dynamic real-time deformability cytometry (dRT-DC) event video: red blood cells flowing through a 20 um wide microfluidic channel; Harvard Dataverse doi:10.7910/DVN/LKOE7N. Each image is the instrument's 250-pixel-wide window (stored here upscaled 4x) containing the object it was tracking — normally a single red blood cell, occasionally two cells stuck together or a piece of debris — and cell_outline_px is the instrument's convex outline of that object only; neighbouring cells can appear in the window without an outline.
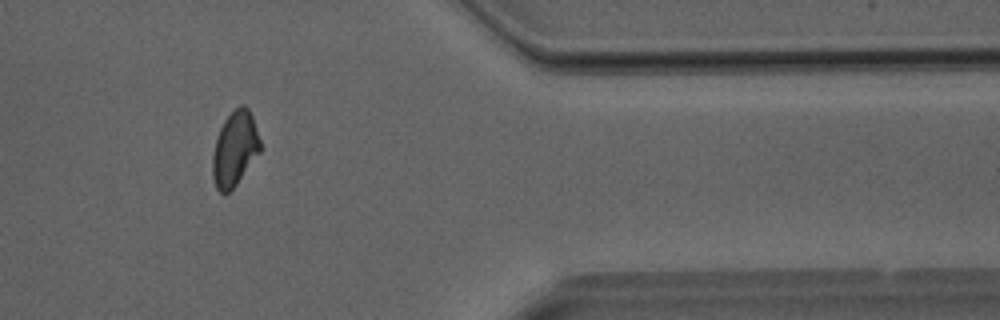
{"species": "Egyptian fruit bat (a non-hibernating species)", "species_latin": "Rousettus aegyptiacus", "temperature_condition": "room temperature", "stored_images_in_passage": 28, "camera_frame_rate_fps": 3000, "um_per_image_px": 0.085, "animal": {"sex": "male"}, "frame": {"image": 1, "passage_image": 24, "time_ms": 7.667, "image_size_px": [1000, 320], "cell_outline_px": [[260, 152], [236, 184], [224, 196], [216, 188], [212, 176], [212, 156], [216, 136], [224, 120], [240, 104], [244, 104], [248, 108], [252, 116], [260, 140]], "centroid_in_image_um": [19.93, 12.65], "position_along_channel_um": 391.5, "area_um2": 20.69}}